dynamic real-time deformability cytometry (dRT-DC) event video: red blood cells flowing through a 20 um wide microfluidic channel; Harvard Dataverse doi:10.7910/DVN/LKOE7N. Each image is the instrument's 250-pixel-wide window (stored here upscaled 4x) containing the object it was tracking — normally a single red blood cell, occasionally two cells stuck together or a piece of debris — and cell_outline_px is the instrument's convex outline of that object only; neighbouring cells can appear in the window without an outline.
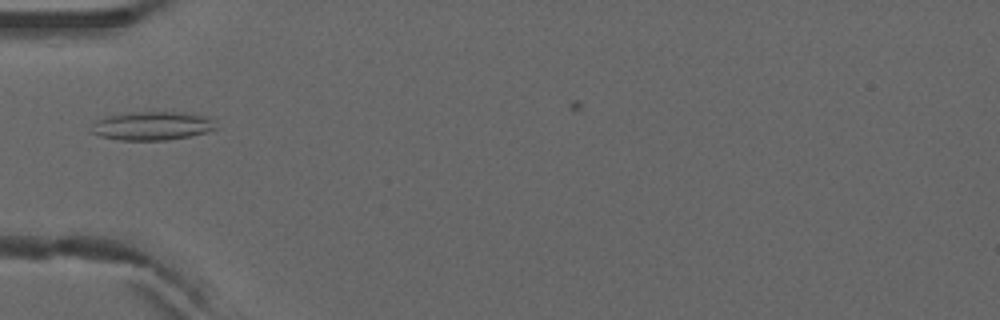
{"species": "common noctule bat (a hibernating species)", "species_latin": "Nyctalus noctula", "temperature_condition": "warm", "stored_images_in_passage": 3, "camera_frame_rate_fps": 3000, "um_per_image_px": 0.085, "animal": {"sex": "male", "forearm_length_mm": 52.5}, "frame": {"image": 1, "passage_image": 2, "time_ms": 0.333, "image_size_px": [1000, 320], "cell_outline_px": [[220, 128], [208, 132], [192, 136], [168, 140], [120, 140], [100, 136], [92, 132], [96, 120], [108, 116], [124, 112], [188, 112], [208, 116]], "centroid_in_image_um": [13.03, 10.69], "position_along_channel_um": 72.0, "area_um2": 21.04}}